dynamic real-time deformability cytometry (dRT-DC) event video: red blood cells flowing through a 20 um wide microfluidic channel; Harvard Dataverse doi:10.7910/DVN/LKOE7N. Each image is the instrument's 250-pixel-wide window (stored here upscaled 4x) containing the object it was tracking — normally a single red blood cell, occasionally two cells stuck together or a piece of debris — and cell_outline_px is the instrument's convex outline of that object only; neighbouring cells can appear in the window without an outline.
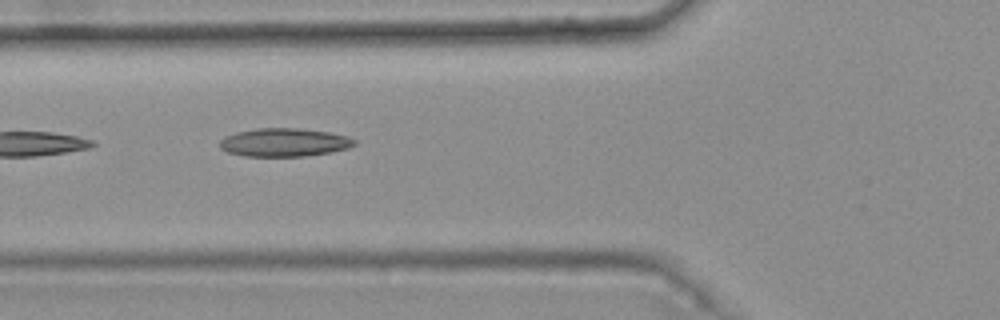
{"species": "common noctule bat (a hibernating species)", "species_latin": "Nyctalus noctula", "temperature_condition": "warm", "stored_images_in_passage": 6, "camera_frame_rate_fps": 3000, "um_per_image_px": 0.085, "animal": {"sex": "female", "body_mass_g": 25.1}, "frame": {"image": 1, "passage_image": 6, "time_ms": 1.667, "image_size_px": [1000, 320], "cell_outline_px": [[356, 144], [348, 148], [328, 152], [304, 156], [244, 156], [228, 152], [220, 148], [220, 140], [224, 136], [236, 132], [256, 128], [296, 128], [328, 132], [348, 136], [356, 140]], "centroid_in_image_um": [24.13, 12.1], "position_along_channel_um": 101.7, "area_um2": 22.14}}